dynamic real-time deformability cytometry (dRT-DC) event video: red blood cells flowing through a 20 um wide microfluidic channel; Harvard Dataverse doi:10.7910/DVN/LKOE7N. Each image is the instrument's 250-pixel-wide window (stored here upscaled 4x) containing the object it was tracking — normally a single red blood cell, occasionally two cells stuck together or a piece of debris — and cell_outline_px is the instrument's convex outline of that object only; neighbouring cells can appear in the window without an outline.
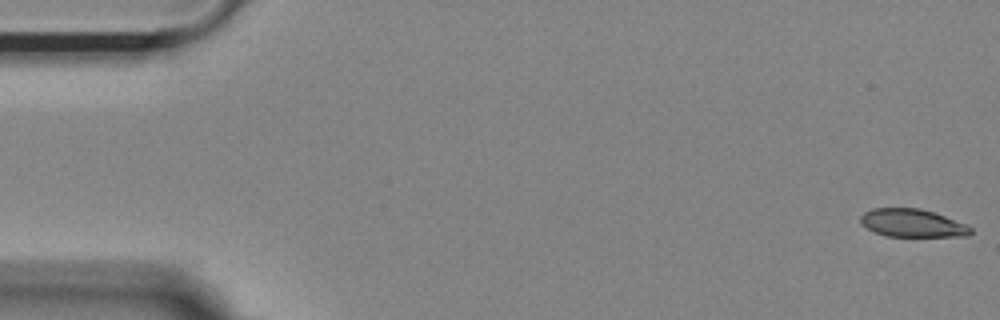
{"species": "Egyptian fruit bat (a non-hibernating species)", "species_latin": "Rousettus aegyptiacus", "temperature_condition": "room temperature", "stored_images_in_passage": 54, "camera_frame_rate_fps": 3000, "um_per_image_px": 0.085, "animal": {"sex": "female"}, "frame": {"image": 1, "passage_image": 1, "time_ms": 0.0, "image_size_px": [1000, 320], "cell_outline_px": [[972, 232], [968, 236], [884, 236], [860, 224], [860, 216], [864, 212], [872, 208], [920, 208], [968, 224], [972, 228]], "centroid_in_image_um": [77.55, 18.96], "position_along_channel_um": 7.5, "area_um2": 17.98}}
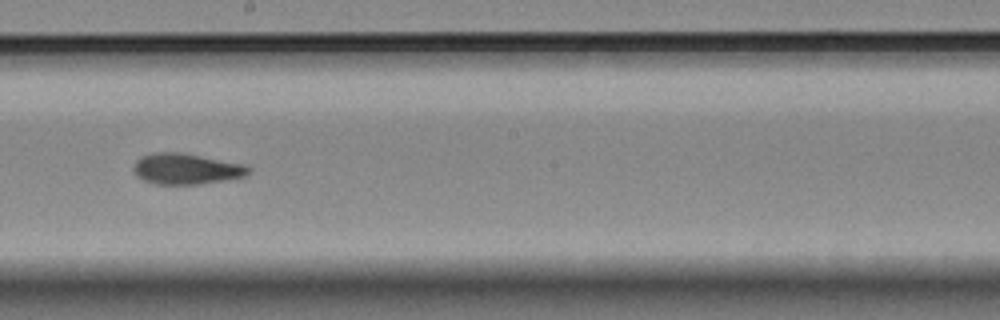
{"frame": {"image": 2, "passage_image": 30, "time_ms": 9.667, "image_size_px": [1000, 320], "cell_outline_px": [[252, 168], [240, 180], [200, 184], [156, 184], [144, 180], [136, 176], [132, 168], [136, 160], [140, 156], [152, 152], [180, 152], [244, 164]], "centroid_in_image_um": [15.86, 14.36], "position_along_channel_um": 232.3, "area_um2": 21.15}}
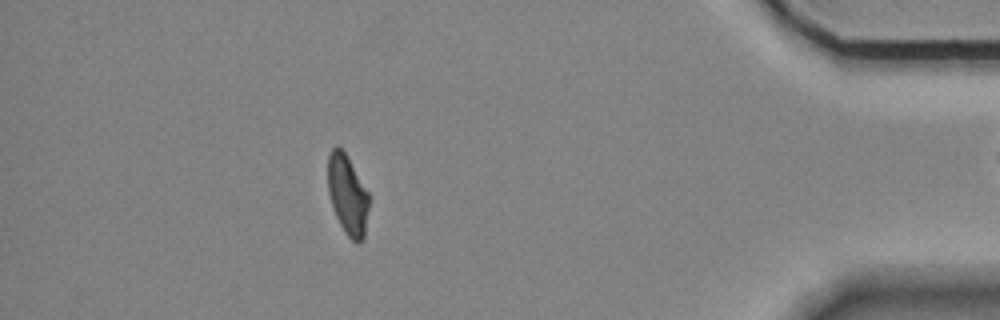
{"frame": {"image": 3, "passage_image": 48, "time_ms": 15.667, "image_size_px": [1000, 320], "cell_outline_px": [[368, 208], [364, 240], [360, 244], [356, 244], [344, 232], [336, 216], [328, 192], [328, 156], [332, 148], [336, 144], [344, 152], [368, 192]], "centroid_in_image_um": [29.54, 16.6], "position_along_channel_um": 405.7, "area_um2": 18.9}, "authors_computed_cell_mechanics": {"area_um2": 19.8832, "velocity_mm_per_s": 3.6915, "shape_relaxation_time_tau1_ms": 5.3899, "shape_relaxation_time_tau2_ms": 2.6643, "deformation_change_tau1": 0.1649, "deformation_change_tau2": 0.0919}}